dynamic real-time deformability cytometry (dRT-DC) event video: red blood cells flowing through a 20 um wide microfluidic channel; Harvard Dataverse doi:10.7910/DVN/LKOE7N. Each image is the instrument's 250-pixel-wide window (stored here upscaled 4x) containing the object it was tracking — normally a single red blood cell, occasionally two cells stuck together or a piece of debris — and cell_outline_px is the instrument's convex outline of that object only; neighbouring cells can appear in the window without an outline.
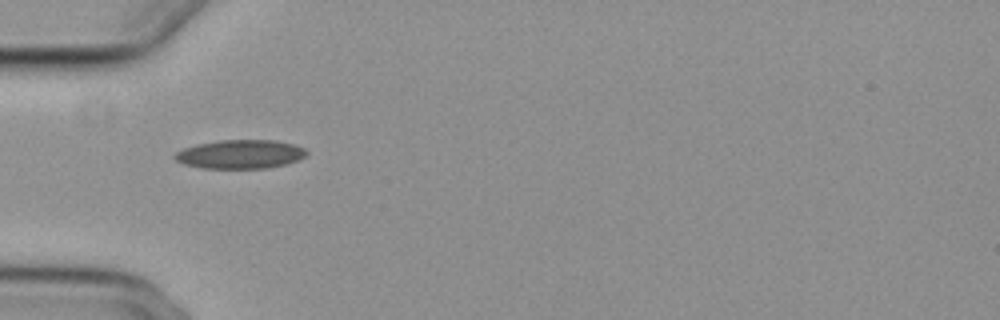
{"species": "common noctule bat (a hibernating species)", "species_latin": "Nyctalus noctula", "temperature_condition": "cold", "stored_images_in_passage": 24, "camera_frame_rate_fps": 3000, "um_per_image_px": 0.085, "animal": {"sex": "female", "body_mass_g": 29.2, "forearm_length_mm": 56.3}, "frame": {"image": 1, "passage_image": 1, "time_ms": 0.0, "image_size_px": [1000, 320], "cell_outline_px": [[308, 152], [304, 156], [296, 160], [284, 164], [268, 168], [200, 168], [184, 164], [176, 160], [172, 156], [176, 152], [184, 148], [196, 144], [220, 140], [276, 140], [296, 144], [304, 148]], "centroid_in_image_um": [20.4, 13.1], "position_along_channel_um": 64.6, "area_um2": 22.14}}